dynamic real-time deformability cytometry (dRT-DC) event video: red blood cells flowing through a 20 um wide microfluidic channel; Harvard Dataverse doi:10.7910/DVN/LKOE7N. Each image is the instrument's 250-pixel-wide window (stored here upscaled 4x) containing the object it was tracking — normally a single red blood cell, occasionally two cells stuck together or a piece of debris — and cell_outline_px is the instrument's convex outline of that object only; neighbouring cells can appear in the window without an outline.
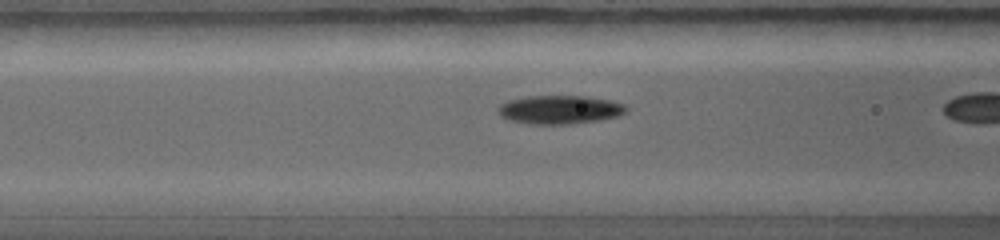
{"species": "common noctule bat (a hibernating species)", "species_latin": "Nyctalus noctula", "temperature_condition": "warm", "stored_images_in_passage": 12, "camera_frame_rate_fps": 5000, "um_per_image_px": 0.085, "animal": {"sex": "female", "body_mass_g": 19.0, "forearm_length_mm": 56.7}, "frame": {"image": 1, "passage_image": 7, "time_ms": 1.4, "image_size_px": [1000, 240], "cell_outline_px": [[628, 108], [624, 112], [616, 116], [600, 120], [568, 124], [528, 124], [508, 120], [500, 116], [496, 112], [500, 104], [508, 100], [524, 96], [584, 96], [608, 100], [624, 104]], "centroid_in_image_um": [47.5, 9.32], "position_along_channel_um": 119.1, "area_um2": 21.39}}
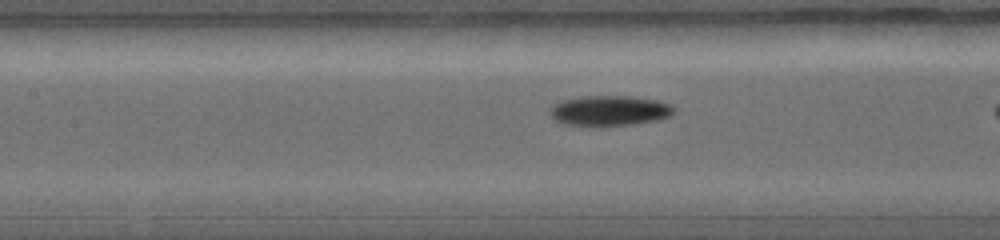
{"frame": {"image": 2, "passage_image": 10, "time_ms": 2.0, "image_size_px": [1000, 240], "cell_outline_px": [[676, 112], [668, 116], [656, 120], [636, 124], [596, 128], [564, 124], [552, 120], [552, 104], [560, 100], [584, 96], [632, 96], [656, 100], [672, 104], [676, 108]], "centroid_in_image_um": [51.8, 9.43], "position_along_channel_um": 155.6, "area_um2": 22.54}}